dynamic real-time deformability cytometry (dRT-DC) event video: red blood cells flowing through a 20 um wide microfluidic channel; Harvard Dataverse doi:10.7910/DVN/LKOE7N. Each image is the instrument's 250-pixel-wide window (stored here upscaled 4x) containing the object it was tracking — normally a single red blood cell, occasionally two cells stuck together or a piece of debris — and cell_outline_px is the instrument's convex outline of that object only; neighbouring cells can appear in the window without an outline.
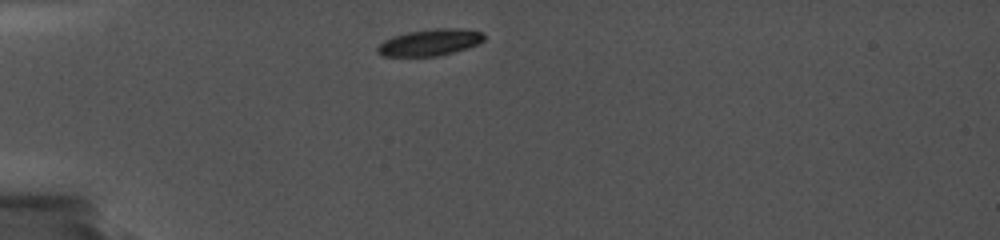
{"species": "common noctule bat (a hibernating species)", "species_latin": "Nyctalus noctula", "temperature_condition": "cold", "stored_images_in_passage": 3, "camera_frame_rate_fps": 5000, "um_per_image_px": 0.085, "animal": {"sex": "female", "body_mass_g": 19.0, "forearm_length_mm": 56.7}, "frame": {"image": 1, "passage_image": 1, "time_ms": 0.0, "image_size_px": [1000, 240], "cell_outline_px": [[484, 40], [480, 44], [468, 48], [440, 56], [380, 56], [376, 52], [376, 48], [384, 40], [392, 36], [408, 32], [436, 28], [456, 28], [484, 32]], "centroid_in_image_um": [36.55, 3.61], "position_along_channel_um": 48.5, "area_um2": 16.7}}